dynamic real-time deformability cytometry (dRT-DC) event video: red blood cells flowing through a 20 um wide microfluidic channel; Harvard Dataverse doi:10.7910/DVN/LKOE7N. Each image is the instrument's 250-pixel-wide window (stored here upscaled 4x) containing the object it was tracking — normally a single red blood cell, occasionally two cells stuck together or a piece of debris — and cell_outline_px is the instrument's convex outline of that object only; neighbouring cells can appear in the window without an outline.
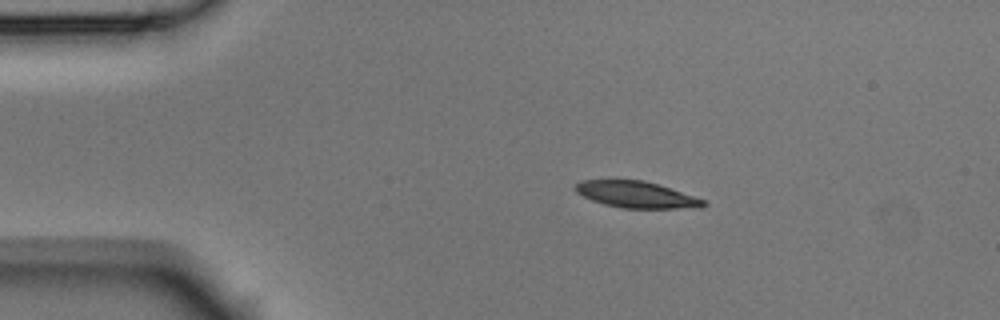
{"species": "Egyptian fruit bat (a non-hibernating species)", "species_latin": "Rousettus aegyptiacus", "temperature_condition": "room temperature", "stored_images_in_passage": 5, "camera_frame_rate_fps": 3000, "um_per_image_px": 0.085, "animal": {"sex": "male"}, "frame": {"image": 1, "passage_image": 2, "time_ms": 0.333, "image_size_px": [1000, 320], "cell_outline_px": [[708, 204], [700, 208], [620, 208], [604, 204], [592, 200], [576, 192], [572, 188], [580, 180], [616, 176], [644, 180], [704, 200]], "centroid_in_image_um": [53.95, 16.48], "position_along_channel_um": 31.0, "area_um2": 20.46}}
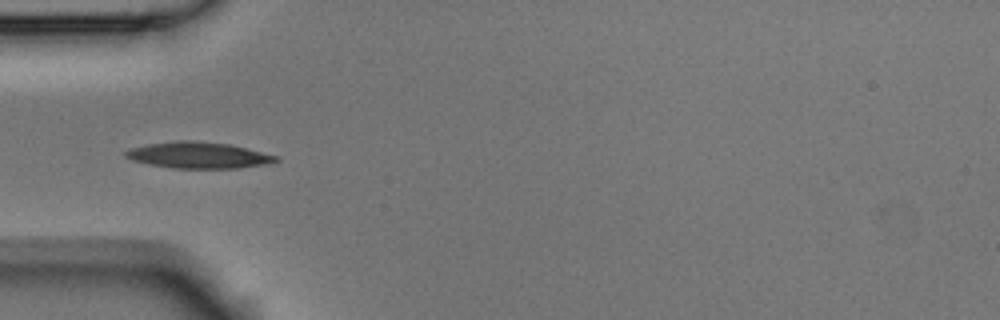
{"frame": {"image": 2, "passage_image": 4, "time_ms": 1.0, "image_size_px": [1000, 320], "cell_outline_px": [[280, 160], [264, 164], [236, 168], [172, 168], [148, 164], [132, 160], [124, 156], [124, 152], [132, 148], [148, 144], [176, 140], [192, 140], [228, 144], [276, 156]], "centroid_in_image_um": [16.79, 13.19], "position_along_channel_um": 68.2, "area_um2": 22.66}}
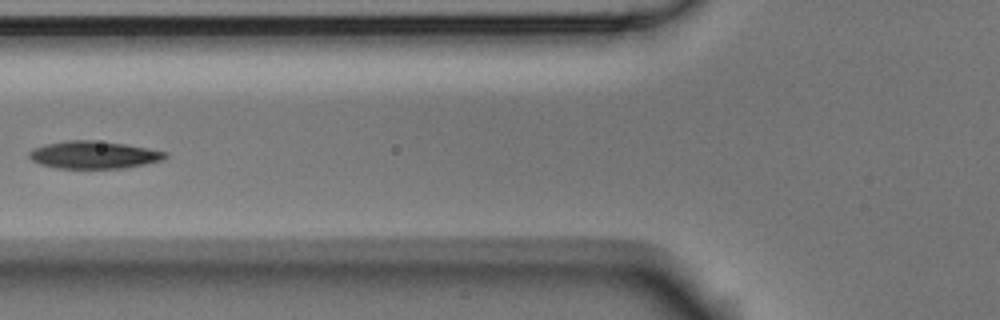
{"frame": {"image": 3, "passage_image": 5, "time_ms": 1.333, "image_size_px": [1000, 320], "cell_outline_px": [[168, 156], [160, 160], [144, 164], [124, 168], [56, 168], [40, 164], [32, 160], [28, 156], [28, 152], [32, 148], [44, 144], [68, 140], [92, 140], [124, 144], [148, 148], [168, 152]], "centroid_in_image_um": [7.93, 13.16], "position_along_channel_um": 117.9, "area_um2": 21.79}}